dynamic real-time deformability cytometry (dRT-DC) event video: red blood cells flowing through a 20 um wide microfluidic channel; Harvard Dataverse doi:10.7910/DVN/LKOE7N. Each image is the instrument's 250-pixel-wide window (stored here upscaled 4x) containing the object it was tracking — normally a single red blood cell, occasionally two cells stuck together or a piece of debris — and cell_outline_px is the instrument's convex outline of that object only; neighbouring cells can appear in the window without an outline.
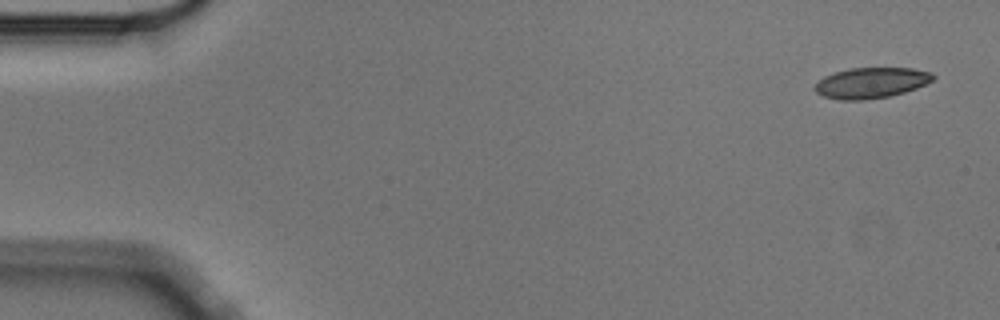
{"species": "Egyptian fruit bat (a non-hibernating species)", "species_latin": "Rousettus aegyptiacus", "temperature_condition": "cold", "stored_images_in_passage": 5, "camera_frame_rate_fps": 3000, "um_per_image_px": 0.085, "animal": {"sex": "male"}, "frame": {"image": 1, "passage_image": 1, "time_ms": 0.0, "image_size_px": [1000, 320], "cell_outline_px": [[936, 76], [932, 80], [916, 88], [904, 92], [888, 96], [864, 100], [840, 100], [824, 96], [816, 92], [812, 88], [824, 76], [848, 68], [912, 68], [932, 72]], "centroid_in_image_um": [74.04, 7.03], "position_along_channel_um": 11.0, "area_um2": 21.04}}
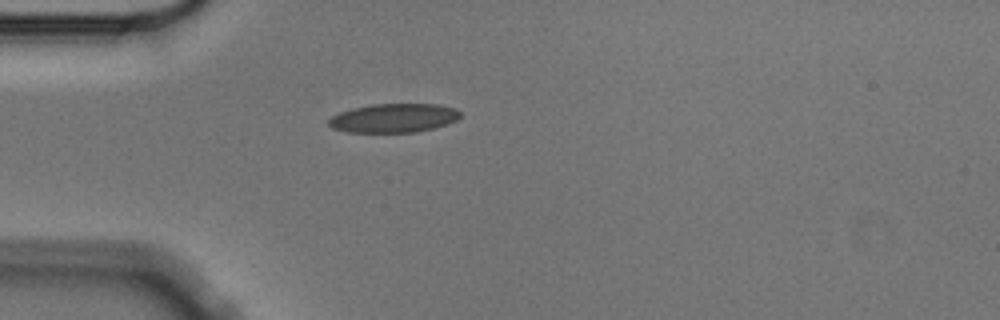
{"frame": {"image": 2, "passage_image": 4, "time_ms": 1.0, "image_size_px": [1000, 320], "cell_outline_px": [[460, 116], [456, 120], [448, 124], [416, 132], [348, 132], [332, 128], [328, 124], [328, 120], [332, 116], [340, 112], [352, 108], [372, 104], [436, 104], [456, 108], [460, 112]], "centroid_in_image_um": [33.46, 10.03], "position_along_channel_um": 51.5, "area_um2": 22.14}}